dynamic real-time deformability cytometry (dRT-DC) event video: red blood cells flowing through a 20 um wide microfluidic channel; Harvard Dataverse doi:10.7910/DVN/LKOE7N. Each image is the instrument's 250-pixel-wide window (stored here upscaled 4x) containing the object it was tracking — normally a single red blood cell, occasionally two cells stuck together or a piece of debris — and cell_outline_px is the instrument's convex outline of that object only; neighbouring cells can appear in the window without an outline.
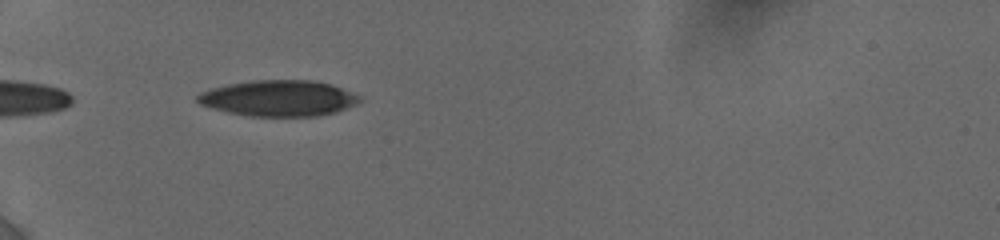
{"species": "human", "species_latin": "Homo sapiens", "temperature_condition": "cold", "stored_images_in_passage": 4, "camera_frame_rate_fps": 3000, "um_per_image_px": 0.085, "donor": {"sex": "female"}, "frame": {"image": 1, "passage_image": 3, "time_ms": 2.333, "image_size_px": [1000, 240], "cell_outline_px": [[364, 96], [356, 104], [336, 112], [320, 116], [252, 116], [228, 112], [212, 108], [200, 104], [196, 100], [196, 96], [200, 92], [208, 88], [228, 84], [252, 80], [312, 80], [332, 84]], "centroid_in_image_um": [23.7, 8.34], "position_along_channel_um": 61.3, "area_um2": 34.28}}